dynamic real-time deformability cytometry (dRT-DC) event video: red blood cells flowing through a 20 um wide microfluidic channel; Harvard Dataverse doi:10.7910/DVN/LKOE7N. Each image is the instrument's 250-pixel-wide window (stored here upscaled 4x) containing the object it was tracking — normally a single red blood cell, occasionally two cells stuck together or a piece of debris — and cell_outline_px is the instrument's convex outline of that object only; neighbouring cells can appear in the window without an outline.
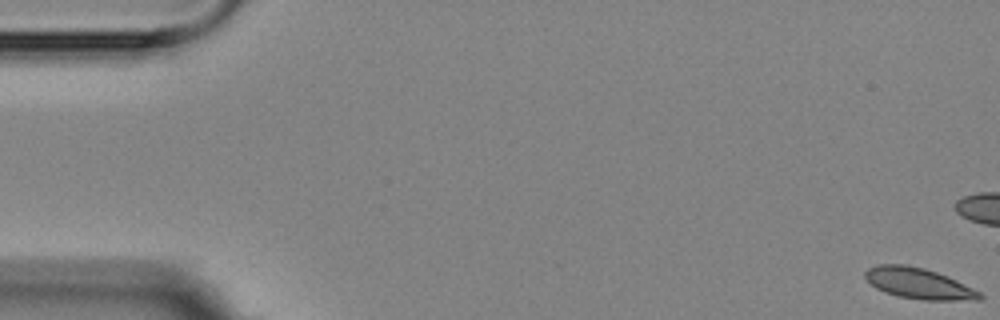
{"species": "Egyptian fruit bat (a non-hibernating species)", "species_latin": "Rousettus aegyptiacus", "temperature_condition": "room temperature", "stored_images_in_passage": 18, "camera_frame_rate_fps": 3000, "um_per_image_px": 0.085, "animal": {"sex": "female"}, "frame": {"image": 1, "passage_image": 1, "time_ms": 0.0, "image_size_px": [1000, 320], "cell_outline_px": [[984, 296], [980, 300], [924, 300], [896, 296], [884, 292], [876, 288], [864, 276], [864, 272], [868, 268], [876, 264], [904, 264], [924, 268], [948, 276], [980, 292]], "centroid_in_image_um": [78.07, 24.09], "position_along_channel_um": 6.9, "area_um2": 20.63}}
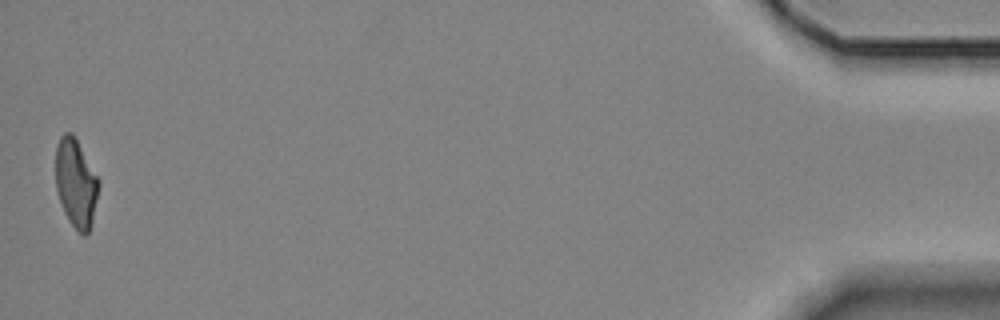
{"frame": {"image": 2, "passage_image": 18, "time_ms": 19.667, "image_size_px": [1000, 320], "cell_outline_px": [[100, 184], [92, 220], [88, 232], [84, 236], [68, 220], [64, 212], [56, 188], [56, 148], [60, 136], [64, 132], [72, 132], [100, 180]], "centroid_in_image_um": [6.45, 15.53], "position_along_channel_um": 428.7, "area_um2": 21.96}, "authors_computed_cell_mechanics": {"area_um2": 20.7502, "velocity_mm_per_s": 3.5166, "shape_relaxation_time_tau1_ms": 7.0454, "shape_relaxation_time_tau2_ms": null, "deformation_change_tau1": 0.1204, "deformation_change_tau2": null}}